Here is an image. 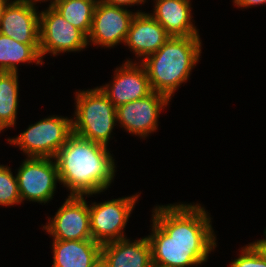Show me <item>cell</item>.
Here are the masks:
<instances>
[{"label": "cell", "mask_w": 266, "mask_h": 267, "mask_svg": "<svg viewBox=\"0 0 266 267\" xmlns=\"http://www.w3.org/2000/svg\"><path fill=\"white\" fill-rule=\"evenodd\" d=\"M137 12L127 8L114 6L101 2L95 6L92 25L89 35V43L105 48H113L118 44H124L131 22Z\"/></svg>", "instance_id": "9c48e42d"}, {"label": "cell", "mask_w": 266, "mask_h": 267, "mask_svg": "<svg viewBox=\"0 0 266 267\" xmlns=\"http://www.w3.org/2000/svg\"><path fill=\"white\" fill-rule=\"evenodd\" d=\"M21 203L17 176L9 166L0 165V205L13 206Z\"/></svg>", "instance_id": "44dd1931"}, {"label": "cell", "mask_w": 266, "mask_h": 267, "mask_svg": "<svg viewBox=\"0 0 266 267\" xmlns=\"http://www.w3.org/2000/svg\"><path fill=\"white\" fill-rule=\"evenodd\" d=\"M170 101L167 96L153 91L145 98L116 107L117 123L126 132L146 138L158 130L161 110L165 109Z\"/></svg>", "instance_id": "30bf717a"}, {"label": "cell", "mask_w": 266, "mask_h": 267, "mask_svg": "<svg viewBox=\"0 0 266 267\" xmlns=\"http://www.w3.org/2000/svg\"><path fill=\"white\" fill-rule=\"evenodd\" d=\"M43 229L57 240L92 239L89 205L84 196H68Z\"/></svg>", "instance_id": "8fae6325"}, {"label": "cell", "mask_w": 266, "mask_h": 267, "mask_svg": "<svg viewBox=\"0 0 266 267\" xmlns=\"http://www.w3.org/2000/svg\"><path fill=\"white\" fill-rule=\"evenodd\" d=\"M171 35L149 13L137 10L124 44L142 62L147 56L155 53Z\"/></svg>", "instance_id": "5bb4252c"}, {"label": "cell", "mask_w": 266, "mask_h": 267, "mask_svg": "<svg viewBox=\"0 0 266 267\" xmlns=\"http://www.w3.org/2000/svg\"><path fill=\"white\" fill-rule=\"evenodd\" d=\"M233 3L239 8H249L250 6L265 5L266 0H233Z\"/></svg>", "instance_id": "cb8c5ba5"}, {"label": "cell", "mask_w": 266, "mask_h": 267, "mask_svg": "<svg viewBox=\"0 0 266 267\" xmlns=\"http://www.w3.org/2000/svg\"><path fill=\"white\" fill-rule=\"evenodd\" d=\"M53 159L69 196L100 194L114 181L115 159L103 144L72 134Z\"/></svg>", "instance_id": "7a4b0ae2"}, {"label": "cell", "mask_w": 266, "mask_h": 267, "mask_svg": "<svg viewBox=\"0 0 266 267\" xmlns=\"http://www.w3.org/2000/svg\"><path fill=\"white\" fill-rule=\"evenodd\" d=\"M200 39V36H171L155 53L140 62L146 69L152 91L172 99L201 58Z\"/></svg>", "instance_id": "3957f363"}, {"label": "cell", "mask_w": 266, "mask_h": 267, "mask_svg": "<svg viewBox=\"0 0 266 267\" xmlns=\"http://www.w3.org/2000/svg\"><path fill=\"white\" fill-rule=\"evenodd\" d=\"M241 249V254L230 262V267H266V260L251 243Z\"/></svg>", "instance_id": "7402d4cb"}, {"label": "cell", "mask_w": 266, "mask_h": 267, "mask_svg": "<svg viewBox=\"0 0 266 267\" xmlns=\"http://www.w3.org/2000/svg\"><path fill=\"white\" fill-rule=\"evenodd\" d=\"M6 128L0 123V133L4 131Z\"/></svg>", "instance_id": "f546056e"}, {"label": "cell", "mask_w": 266, "mask_h": 267, "mask_svg": "<svg viewBox=\"0 0 266 267\" xmlns=\"http://www.w3.org/2000/svg\"><path fill=\"white\" fill-rule=\"evenodd\" d=\"M136 61H125L115 69L111 83L98 86L115 107L145 98L153 92L145 67Z\"/></svg>", "instance_id": "7c38bea8"}, {"label": "cell", "mask_w": 266, "mask_h": 267, "mask_svg": "<svg viewBox=\"0 0 266 267\" xmlns=\"http://www.w3.org/2000/svg\"><path fill=\"white\" fill-rule=\"evenodd\" d=\"M208 213L198 203L155 206L152 209V233L147 236L152 264L189 267L207 262L217 246Z\"/></svg>", "instance_id": "6da1fadb"}, {"label": "cell", "mask_w": 266, "mask_h": 267, "mask_svg": "<svg viewBox=\"0 0 266 267\" xmlns=\"http://www.w3.org/2000/svg\"><path fill=\"white\" fill-rule=\"evenodd\" d=\"M101 257L108 267H150L151 246L146 237L128 238L102 244Z\"/></svg>", "instance_id": "9a60e30c"}, {"label": "cell", "mask_w": 266, "mask_h": 267, "mask_svg": "<svg viewBox=\"0 0 266 267\" xmlns=\"http://www.w3.org/2000/svg\"><path fill=\"white\" fill-rule=\"evenodd\" d=\"M73 134L108 146L112 130L118 124L116 107L99 87L75 93Z\"/></svg>", "instance_id": "277c9868"}, {"label": "cell", "mask_w": 266, "mask_h": 267, "mask_svg": "<svg viewBox=\"0 0 266 267\" xmlns=\"http://www.w3.org/2000/svg\"><path fill=\"white\" fill-rule=\"evenodd\" d=\"M66 21L89 35L95 4L87 0H57L51 5Z\"/></svg>", "instance_id": "ffe728a7"}, {"label": "cell", "mask_w": 266, "mask_h": 267, "mask_svg": "<svg viewBox=\"0 0 266 267\" xmlns=\"http://www.w3.org/2000/svg\"><path fill=\"white\" fill-rule=\"evenodd\" d=\"M35 1L38 2V3H39V2L41 3V2H43V1H44V2H46V1H50V5H52V4H53L55 1H57V0H35Z\"/></svg>", "instance_id": "f1b7e54d"}, {"label": "cell", "mask_w": 266, "mask_h": 267, "mask_svg": "<svg viewBox=\"0 0 266 267\" xmlns=\"http://www.w3.org/2000/svg\"><path fill=\"white\" fill-rule=\"evenodd\" d=\"M90 267H108L106 262L100 257L93 265Z\"/></svg>", "instance_id": "4316f807"}, {"label": "cell", "mask_w": 266, "mask_h": 267, "mask_svg": "<svg viewBox=\"0 0 266 267\" xmlns=\"http://www.w3.org/2000/svg\"><path fill=\"white\" fill-rule=\"evenodd\" d=\"M149 13L171 36H200L193 24L190 0H153Z\"/></svg>", "instance_id": "2e32d148"}, {"label": "cell", "mask_w": 266, "mask_h": 267, "mask_svg": "<svg viewBox=\"0 0 266 267\" xmlns=\"http://www.w3.org/2000/svg\"><path fill=\"white\" fill-rule=\"evenodd\" d=\"M35 0H11L0 20V33L23 44H39V15Z\"/></svg>", "instance_id": "4fadbf2b"}, {"label": "cell", "mask_w": 266, "mask_h": 267, "mask_svg": "<svg viewBox=\"0 0 266 267\" xmlns=\"http://www.w3.org/2000/svg\"><path fill=\"white\" fill-rule=\"evenodd\" d=\"M141 193L89 206L92 239L101 245L125 239L124 229Z\"/></svg>", "instance_id": "8992f818"}, {"label": "cell", "mask_w": 266, "mask_h": 267, "mask_svg": "<svg viewBox=\"0 0 266 267\" xmlns=\"http://www.w3.org/2000/svg\"><path fill=\"white\" fill-rule=\"evenodd\" d=\"M52 267H90L101 257L102 245L93 239H53Z\"/></svg>", "instance_id": "e0dca14e"}, {"label": "cell", "mask_w": 266, "mask_h": 267, "mask_svg": "<svg viewBox=\"0 0 266 267\" xmlns=\"http://www.w3.org/2000/svg\"><path fill=\"white\" fill-rule=\"evenodd\" d=\"M17 170L21 203L27 200L45 205L54 198L60 179L53 158L27 157Z\"/></svg>", "instance_id": "ba28073f"}, {"label": "cell", "mask_w": 266, "mask_h": 267, "mask_svg": "<svg viewBox=\"0 0 266 267\" xmlns=\"http://www.w3.org/2000/svg\"><path fill=\"white\" fill-rule=\"evenodd\" d=\"M39 15L40 56L78 52L87 48V36L66 21L51 5ZM59 53V54H58Z\"/></svg>", "instance_id": "52a82bcc"}, {"label": "cell", "mask_w": 266, "mask_h": 267, "mask_svg": "<svg viewBox=\"0 0 266 267\" xmlns=\"http://www.w3.org/2000/svg\"><path fill=\"white\" fill-rule=\"evenodd\" d=\"M265 239L257 240L255 242H251V244L260 252V254L266 260V229L264 231Z\"/></svg>", "instance_id": "d4e9b609"}, {"label": "cell", "mask_w": 266, "mask_h": 267, "mask_svg": "<svg viewBox=\"0 0 266 267\" xmlns=\"http://www.w3.org/2000/svg\"><path fill=\"white\" fill-rule=\"evenodd\" d=\"M87 1H90L94 3L95 5H98L99 3L104 2V0H87Z\"/></svg>", "instance_id": "83f0119b"}, {"label": "cell", "mask_w": 266, "mask_h": 267, "mask_svg": "<svg viewBox=\"0 0 266 267\" xmlns=\"http://www.w3.org/2000/svg\"><path fill=\"white\" fill-rule=\"evenodd\" d=\"M150 267H160V266H157V265L152 264Z\"/></svg>", "instance_id": "4dcf8cb0"}, {"label": "cell", "mask_w": 266, "mask_h": 267, "mask_svg": "<svg viewBox=\"0 0 266 267\" xmlns=\"http://www.w3.org/2000/svg\"><path fill=\"white\" fill-rule=\"evenodd\" d=\"M18 81V72H0V123L6 129L17 123Z\"/></svg>", "instance_id": "d6986e66"}, {"label": "cell", "mask_w": 266, "mask_h": 267, "mask_svg": "<svg viewBox=\"0 0 266 267\" xmlns=\"http://www.w3.org/2000/svg\"><path fill=\"white\" fill-rule=\"evenodd\" d=\"M147 0H104L105 3L128 8L127 6L143 5Z\"/></svg>", "instance_id": "603a6c76"}, {"label": "cell", "mask_w": 266, "mask_h": 267, "mask_svg": "<svg viewBox=\"0 0 266 267\" xmlns=\"http://www.w3.org/2000/svg\"><path fill=\"white\" fill-rule=\"evenodd\" d=\"M39 44H23L0 33V72H18V64L43 65Z\"/></svg>", "instance_id": "ac0fdd59"}, {"label": "cell", "mask_w": 266, "mask_h": 267, "mask_svg": "<svg viewBox=\"0 0 266 267\" xmlns=\"http://www.w3.org/2000/svg\"><path fill=\"white\" fill-rule=\"evenodd\" d=\"M72 134V118L53 115L30 124L16 138L7 141L18 146L26 157L54 158Z\"/></svg>", "instance_id": "5b68a950"}, {"label": "cell", "mask_w": 266, "mask_h": 267, "mask_svg": "<svg viewBox=\"0 0 266 267\" xmlns=\"http://www.w3.org/2000/svg\"><path fill=\"white\" fill-rule=\"evenodd\" d=\"M9 2H10V0H0V20L3 16L4 10H5V8Z\"/></svg>", "instance_id": "484cf974"}]
</instances>
